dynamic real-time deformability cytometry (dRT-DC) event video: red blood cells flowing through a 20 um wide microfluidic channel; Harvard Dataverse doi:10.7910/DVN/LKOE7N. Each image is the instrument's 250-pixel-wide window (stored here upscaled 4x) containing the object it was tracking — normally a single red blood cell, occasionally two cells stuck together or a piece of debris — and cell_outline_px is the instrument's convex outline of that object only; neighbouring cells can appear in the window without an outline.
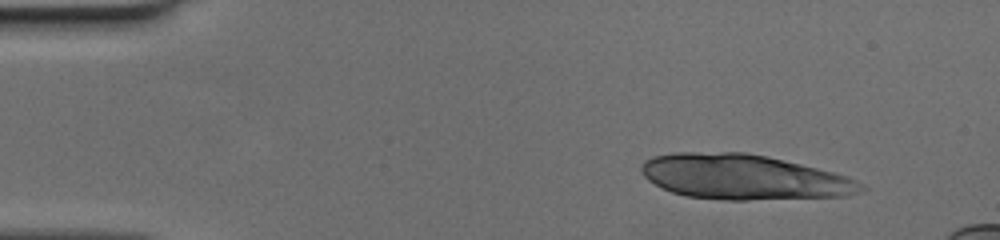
{"species": "human", "species_latin": "Homo sapiens", "temperature_condition": "cold", "stored_images_in_passage": 16, "camera_frame_rate_fps": 3000, "um_per_image_px": 0.085, "donor": {"sex": "female"}, "frame": {"image": 1, "passage_image": 1, "time_ms": 0.0, "image_size_px": [1000, 240], "cell_outline_px": [[868, 188], [860, 192], [848, 196], [748, 200], [728, 200], [684, 196], [672, 192], [648, 180], [640, 172], [640, 164], [644, 160], [652, 156], [672, 152], [748, 152], [768, 156], [848, 176], [864, 184]], "centroid_in_image_um": [63.21, 15.04], "position_along_channel_um": 21.8, "area_um2": 58.03}}
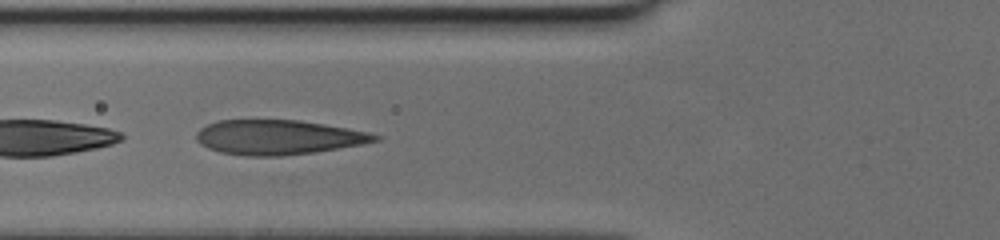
{"frame": {"image": 2, "passage_image": 14, "time_ms": 4.333, "image_size_px": [1000, 240], "cell_outline_px": [[384, 136], [380, 140], [360, 144], [316, 152], [280, 156], [248, 156], [220, 152], [208, 148], [200, 144], [196, 140], [196, 132], [200, 128], [216, 120], [300, 120], [348, 128], [368, 132]], "centroid_in_image_um": [23.64, 11.66], "position_along_channel_um": 102.2, "area_um2": 36.18}}